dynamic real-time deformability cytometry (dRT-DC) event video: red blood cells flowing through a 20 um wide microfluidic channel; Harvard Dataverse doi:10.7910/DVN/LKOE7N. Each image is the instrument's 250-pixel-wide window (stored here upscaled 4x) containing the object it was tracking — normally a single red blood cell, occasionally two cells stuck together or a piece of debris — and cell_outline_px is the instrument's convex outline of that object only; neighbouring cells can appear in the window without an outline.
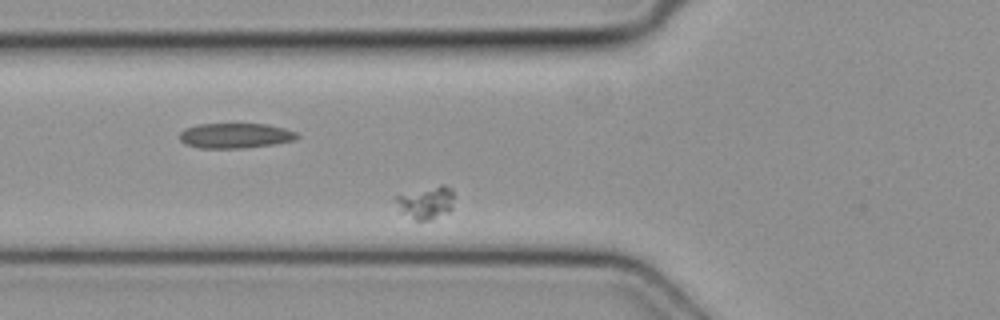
{"species": "common noctule bat (a hibernating species)", "species_latin": "Nyctalus noctula", "temperature_condition": "cold", "stored_images_in_passage": 5, "camera_frame_rate_fps": 3000, "um_per_image_px": 0.085, "animal": {"sex": "female", "body_mass_g": 19.3, "forearm_length_mm": 54.1}, "frame": {"image": 1, "passage_image": 5, "time_ms": 1.333, "image_size_px": [1000, 320], "cell_outline_px": [[452, 208], [448, 212], [428, 220], [416, 220], [400, 212], [396, 200], [396, 196], [440, 184], [444, 184], [452, 188]], "centroid_in_image_um": [36.23, 17.21], "position_along_channel_um": 89.6, "area_um2": 10.81}}